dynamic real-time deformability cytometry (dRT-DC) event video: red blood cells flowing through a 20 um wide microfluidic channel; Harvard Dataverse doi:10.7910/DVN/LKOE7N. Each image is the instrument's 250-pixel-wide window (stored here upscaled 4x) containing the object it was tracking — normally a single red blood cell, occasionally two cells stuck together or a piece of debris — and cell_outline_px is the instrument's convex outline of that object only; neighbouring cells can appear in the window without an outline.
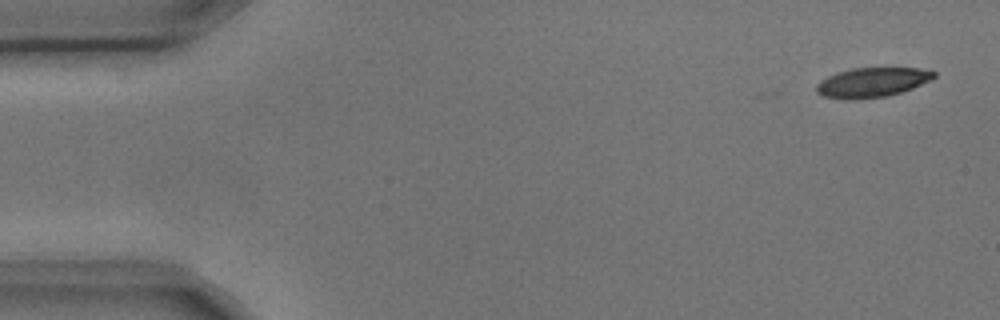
{"species": "common noctule bat (a hibernating species)", "species_latin": "Nyctalus noctula", "temperature_condition": "cold", "stored_images_in_passage": 6, "camera_frame_rate_fps": 3000, "um_per_image_px": 0.085, "animal": {"sex": "male", "body_mass_g": 17.9, "forearm_length_mm": 54.2}, "frame": {"image": 1, "passage_image": 1, "time_ms": 0.0, "image_size_px": [1000, 320], "cell_outline_px": [[936, 76], [932, 80], [912, 88], [888, 96], [824, 96], [816, 92], [816, 84], [820, 80], [836, 72], [852, 68], [920, 68], [936, 72]], "centroid_in_image_um": [74.2, 6.94], "position_along_channel_um": 10.8, "area_um2": 19.42}}